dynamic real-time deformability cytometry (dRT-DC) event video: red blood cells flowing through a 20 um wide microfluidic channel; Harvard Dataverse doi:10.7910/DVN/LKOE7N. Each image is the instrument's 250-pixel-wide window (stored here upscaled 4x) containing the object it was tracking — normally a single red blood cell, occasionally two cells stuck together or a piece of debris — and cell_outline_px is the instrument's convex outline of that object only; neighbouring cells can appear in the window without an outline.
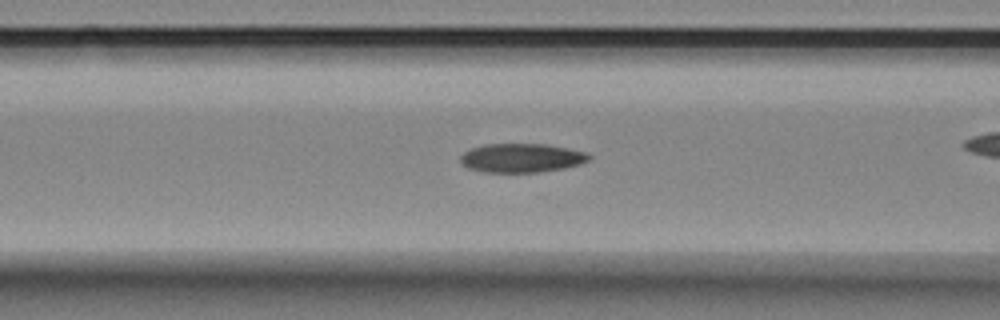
{"species": "Egyptian fruit bat (a non-hibernating species)", "species_latin": "Rousettus aegyptiacus", "temperature_condition": "room temperature", "stored_images_in_passage": 20, "camera_frame_rate_fps": 3000, "um_per_image_px": 0.085, "animal": {"sex": "female"}, "frame": {"image": 1, "passage_image": 9, "time_ms": 2.667, "image_size_px": [1000, 320], "cell_outline_px": [[592, 156], [588, 160], [580, 164], [564, 168], [540, 172], [484, 172], [468, 168], [460, 160], [460, 156], [464, 152], [472, 148], [484, 144], [544, 144], [568, 148], [584, 152]], "centroid_in_image_um": [44.33, 13.42], "position_along_channel_um": 122.3, "area_um2": 21.56}}
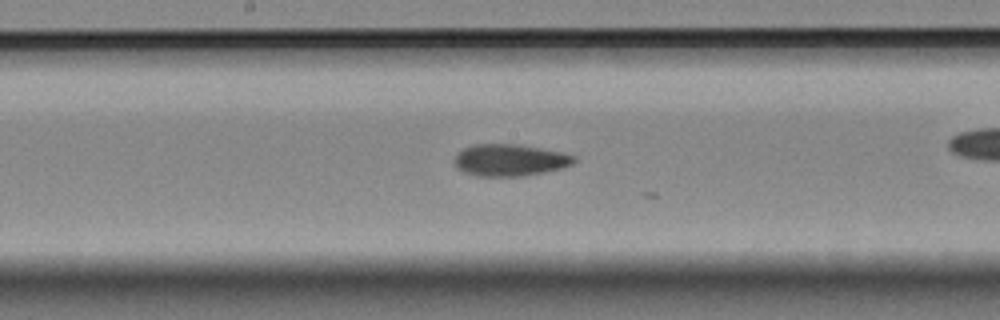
{"frame": {"image": 2, "passage_image": 16, "time_ms": 5.0, "image_size_px": [1000, 320], "cell_outline_px": [[576, 160], [572, 164], [564, 168], [544, 172], [520, 176], [476, 176], [464, 172], [456, 168], [452, 160], [464, 148], [472, 144], [516, 144], [540, 148], [560, 152], [576, 156]], "centroid_in_image_um": [43.32, 13.61], "position_along_channel_um": 204.9, "area_um2": 22.25}}
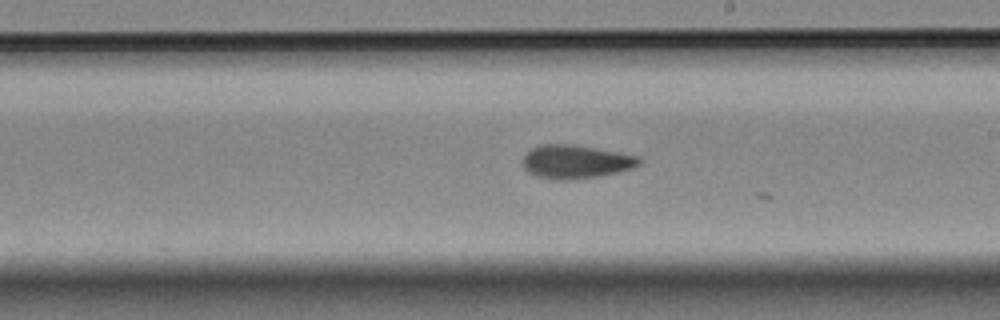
{"frame": {"image": 3, "passage_image": 19, "time_ms": 6.0, "image_size_px": [1000, 320], "cell_outline_px": [[640, 164], [632, 168], [600, 176], [568, 180], [552, 180], [536, 176], [528, 172], [524, 168], [524, 156], [532, 148], [540, 144], [572, 144], [640, 156]], "centroid_in_image_um": [48.92, 13.75], "position_along_channel_um": 240.1, "area_um2": 22.66}}